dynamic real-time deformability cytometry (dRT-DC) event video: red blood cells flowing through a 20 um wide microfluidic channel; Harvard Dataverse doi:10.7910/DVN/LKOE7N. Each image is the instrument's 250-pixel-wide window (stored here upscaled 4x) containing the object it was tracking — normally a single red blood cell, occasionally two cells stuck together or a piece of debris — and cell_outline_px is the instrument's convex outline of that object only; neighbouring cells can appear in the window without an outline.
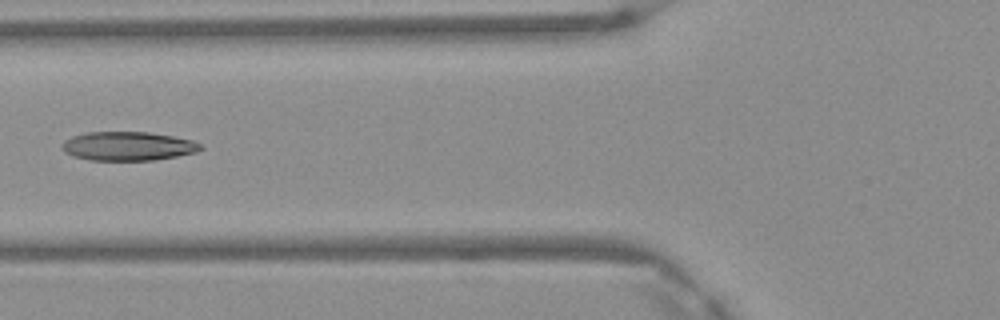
{"species": "Egyptian fruit bat (a non-hibernating species)", "species_latin": "Rousettus aegyptiacus", "temperature_condition": "warm", "stored_images_in_passage": 3, "camera_frame_rate_fps": 3000, "um_per_image_px": 0.085, "frame": {"image": 1, "passage_image": 3, "time_ms": 0.667, "image_size_px": [1000, 320], "cell_outline_px": [[204, 148], [196, 152], [176, 156], [152, 160], [88, 160], [72, 156], [64, 152], [60, 144], [64, 140], [72, 136], [88, 132], [148, 132], [172, 136], [192, 140], [204, 144]], "centroid_in_image_um": [10.86, 12.42], "position_along_channel_um": 114.9, "area_um2": 23.47}}